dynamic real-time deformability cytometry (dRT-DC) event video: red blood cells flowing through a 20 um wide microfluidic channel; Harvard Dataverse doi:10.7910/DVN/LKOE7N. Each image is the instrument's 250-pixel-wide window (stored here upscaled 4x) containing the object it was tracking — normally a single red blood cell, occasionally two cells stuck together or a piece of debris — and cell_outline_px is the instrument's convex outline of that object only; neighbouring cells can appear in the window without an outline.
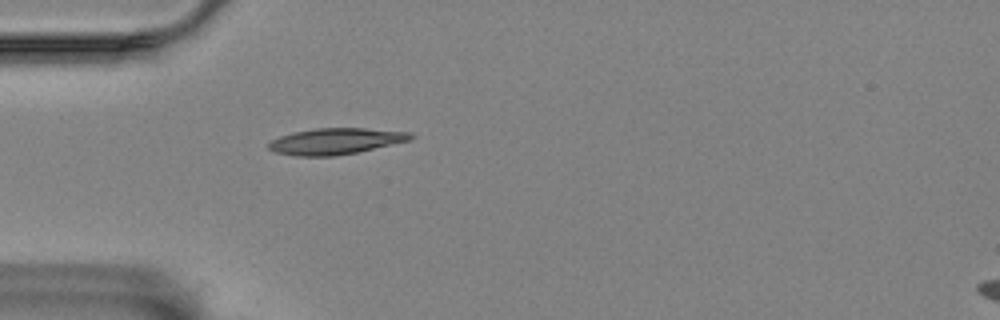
{"species": "Egyptian fruit bat (a non-hibernating species)", "species_latin": "Rousettus aegyptiacus", "temperature_condition": "room temperature", "stored_images_in_passage": 42, "camera_frame_rate_fps": 3000, "um_per_image_px": 0.085, "animal": {"sex": "female"}, "frame": {"image": 1, "passage_image": 1, "time_ms": 0.0, "image_size_px": [1000, 320], "cell_outline_px": [[416, 136], [408, 140], [356, 152], [332, 156], [296, 156], [276, 152], [268, 148], [268, 144], [272, 140], [280, 136], [292, 132], [316, 128], [364, 128], [412, 132]], "centroid_in_image_um": [28.51, 11.99], "position_along_channel_um": 56.5, "area_um2": 21.44}}
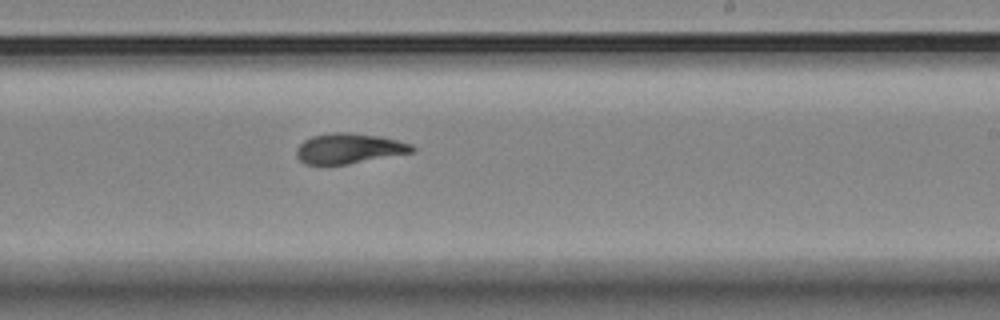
{"frame": {"image": 2, "passage_image": 19, "time_ms": 6.0, "image_size_px": [1000, 320], "cell_outline_px": [[416, 148], [412, 152], [348, 164], [304, 164], [296, 156], [296, 148], [304, 140], [312, 136], [332, 132], [348, 132], [380, 136], [412, 144]], "centroid_in_image_um": [29.64, 12.61], "position_along_channel_um": 259.4, "area_um2": 20.29}}
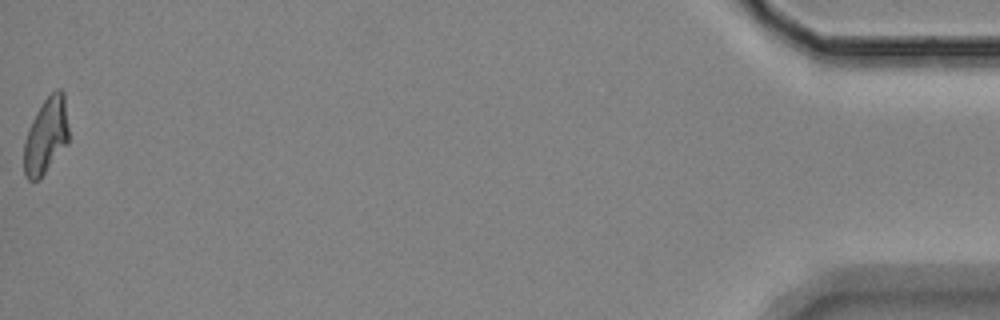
{"frame": {"image": 3, "passage_image": 42, "time_ms": 13.667, "image_size_px": [1000, 320], "cell_outline_px": [[68, 144], [40, 180], [28, 180], [24, 176], [24, 140], [28, 128], [36, 112], [44, 100], [56, 88], [60, 88], [64, 92], [68, 128]], "centroid_in_image_um": [3.91, 11.57], "position_along_channel_um": 431.3, "area_um2": 20.11}, "authors_computed_cell_mechanics": {"area_um2": 20.2589, "velocity_mm_per_s": 3.4562, "shape_relaxation_time_tau1_ms": 5.2568, "shape_relaxation_time_tau2_ms": 3.0882, "deformation_change_tau1": 0.1878, "deformation_change_tau2": 0.1055}}